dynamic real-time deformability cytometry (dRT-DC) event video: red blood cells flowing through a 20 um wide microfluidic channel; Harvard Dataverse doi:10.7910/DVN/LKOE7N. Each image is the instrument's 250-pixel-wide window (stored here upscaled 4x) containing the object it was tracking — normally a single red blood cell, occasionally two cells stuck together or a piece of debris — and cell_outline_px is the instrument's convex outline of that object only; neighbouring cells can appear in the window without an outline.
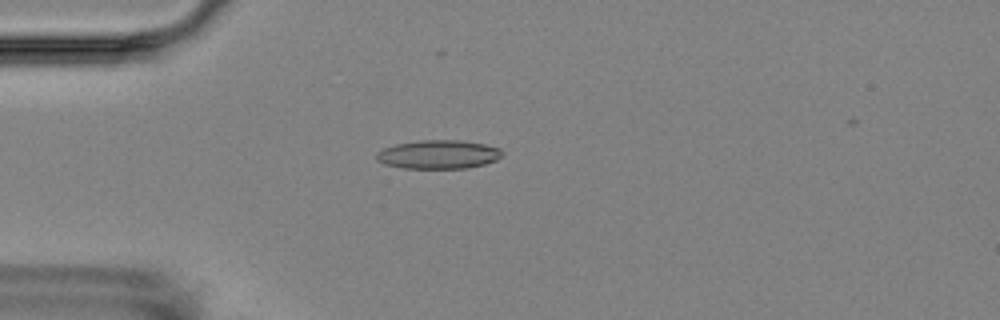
{"species": "Egyptian fruit bat (a non-hibernating species)", "species_latin": "Rousettus aegyptiacus", "temperature_condition": "room temperature", "stored_images_in_passage": 17, "camera_frame_rate_fps": 3000, "um_per_image_px": 0.085, "animal": {"sex": "female"}, "frame": {"image": 1, "passage_image": 5, "time_ms": 5.0, "image_size_px": [1000, 320], "cell_outline_px": [[504, 152], [496, 160], [484, 164], [468, 168], [404, 168], [384, 164], [376, 160], [376, 152], [384, 148], [396, 144], [420, 140], [460, 140], [484, 144], [500, 148]], "centroid_in_image_um": [37.26, 13.12], "position_along_channel_um": 47.7, "area_um2": 21.04}}
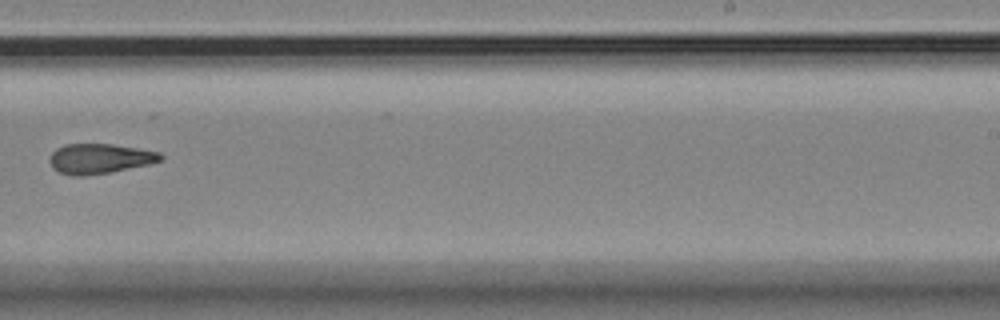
{"frame": {"image": 2, "passage_image": 11, "time_ms": 12.0, "image_size_px": [1000, 320], "cell_outline_px": [[164, 156], [160, 160], [148, 164], [108, 172], [80, 176], [72, 176], [60, 172], [52, 168], [48, 160], [48, 156], [56, 148], [64, 144], [112, 144], [160, 152]], "centroid_in_image_um": [8.4, 13.47], "position_along_channel_um": 280.6, "area_um2": 19.25}}
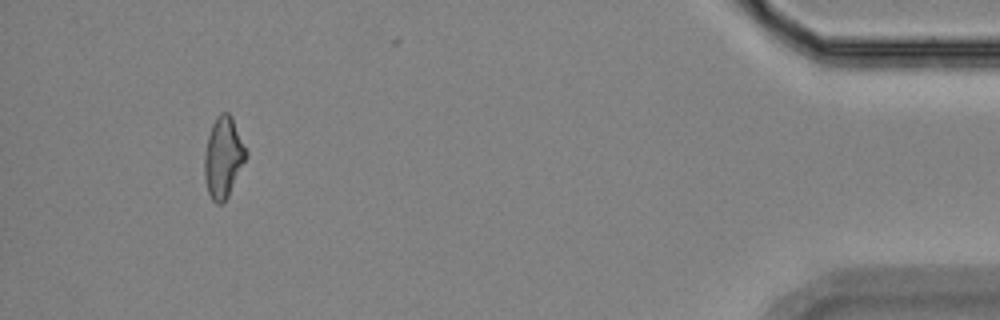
{"frame": {"image": 3, "passage_image": 16, "time_ms": 17.667, "image_size_px": [1000, 320], "cell_outline_px": [[248, 156], [228, 196], [220, 204], [216, 204], [212, 200], [208, 192], [204, 176], [204, 156], [208, 136], [212, 124], [216, 116], [220, 112], [228, 112], [232, 116], [248, 152]], "centroid_in_image_um": [18.99, 13.35], "position_along_channel_um": 416.2, "area_um2": 19.71}, "authors_computed_cell_mechanics": {"area_um2": 19.652, "velocity_mm_per_s": 3.5312, "shape_relaxation_time_tau1_ms": null, "shape_relaxation_time_tau2_ms": 5.5235, "deformation_change_tau1": null, "deformation_change_tau2": 0.1623}}